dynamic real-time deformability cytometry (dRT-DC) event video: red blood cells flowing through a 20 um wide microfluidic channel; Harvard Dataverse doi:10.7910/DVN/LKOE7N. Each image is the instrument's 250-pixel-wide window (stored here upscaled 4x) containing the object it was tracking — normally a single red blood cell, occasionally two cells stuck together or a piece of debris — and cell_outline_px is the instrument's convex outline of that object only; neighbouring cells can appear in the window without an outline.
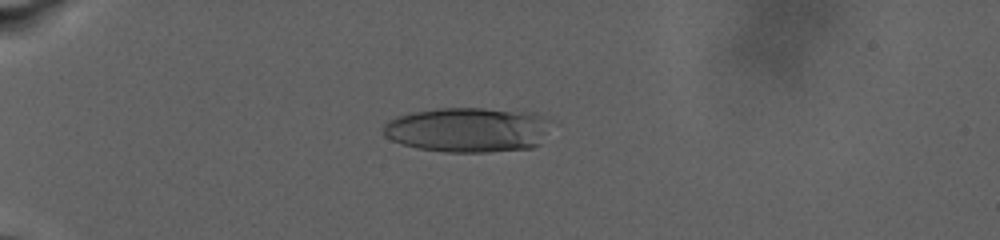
{"species": "human", "species_latin": "Homo sapiens", "temperature_condition": "warm", "stored_images_in_passage": 97, "camera_frame_rate_fps": 3000, "um_per_image_px": 0.085, "donor": {"sex": "male"}, "frame": {"image": 1, "passage_image": 27, "time_ms": 7.667, "image_size_px": [1000, 240], "cell_outline_px": [[540, 144], [532, 148], [488, 152], [444, 152], [420, 148], [404, 144], [392, 140], [384, 136], [384, 124], [388, 120], [396, 116], [412, 112], [436, 108], [484, 108], [536, 112], [540, 116]], "centroid_in_image_um": [39.61, 11.03], "position_along_channel_um": 45.4, "area_um2": 42.95}}
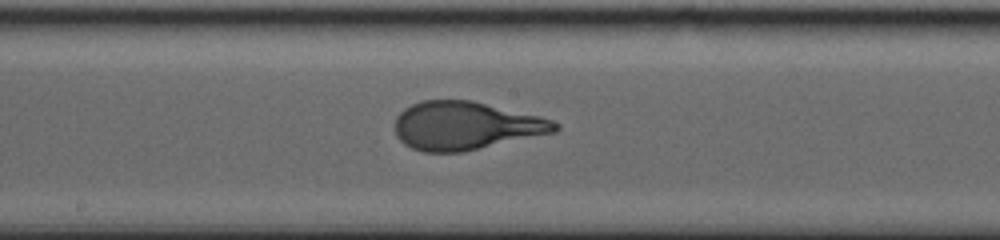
{"frame": {"image": 2, "passage_image": 55, "time_ms": 16.333, "image_size_px": [1000, 240], "cell_outline_px": [[560, 128], [556, 132], [464, 152], [424, 152], [412, 148], [404, 144], [396, 136], [392, 128], [396, 116], [404, 108], [412, 104], [424, 100], [472, 100], [540, 116], [552, 120], [560, 124]], "centroid_in_image_um": [39.56, 10.69], "position_along_channel_um": 208.6, "area_um2": 45.43}}
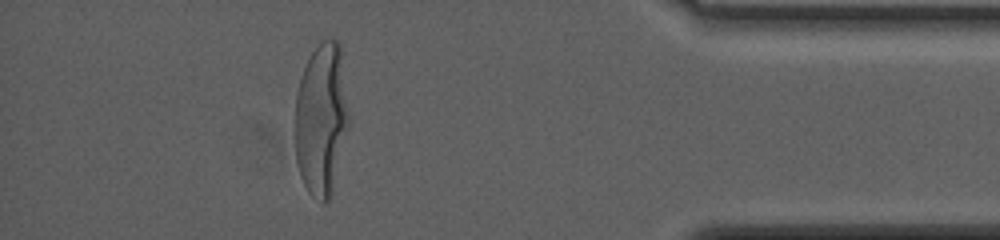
{"frame": {"image": 3, "passage_image": 88, "time_ms": 25.667, "image_size_px": [1000, 240], "cell_outline_px": [[348, 120], [328, 200], [324, 204], [312, 196], [308, 192], [300, 176], [296, 164], [296, 92], [304, 68], [312, 52], [320, 40], [336, 40], [340, 44], [348, 112]], "centroid_in_image_um": [27.28, 10.08], "position_along_channel_um": 407.9, "area_um2": 46.36}, "authors_computed_cell_mechanics": {"area_um2": 44.8528, "velocity_mm_per_s": 2.4725, "shape_relaxation_time_tau1_ms": 7.09, "shape_relaxation_time_tau2_ms": null, "deformation_change_tau1": 0.2833, "deformation_change_tau2": null}}